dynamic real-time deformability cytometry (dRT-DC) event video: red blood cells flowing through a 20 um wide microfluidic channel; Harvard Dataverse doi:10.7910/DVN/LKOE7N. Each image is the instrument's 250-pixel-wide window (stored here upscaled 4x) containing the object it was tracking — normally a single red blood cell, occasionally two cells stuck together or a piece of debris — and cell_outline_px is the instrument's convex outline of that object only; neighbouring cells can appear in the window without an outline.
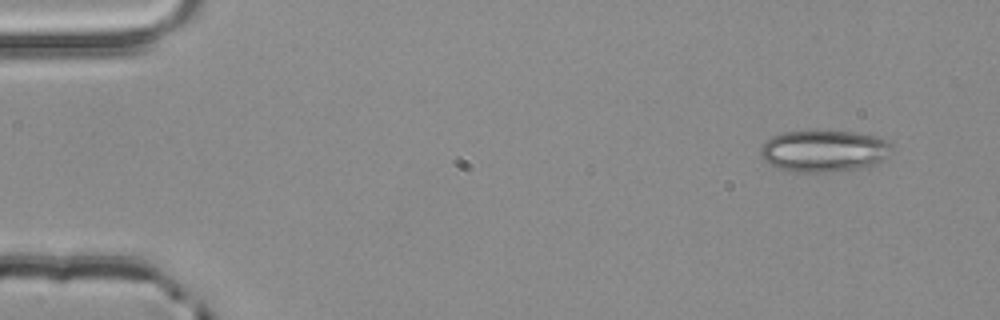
{"species": "common noctule bat (a hibernating species)", "species_latin": "Nyctalus noctula", "temperature_condition": "room temperature", "stored_images_in_passage": 3, "camera_frame_rate_fps": 3000, "um_per_image_px": 0.085, "animal": {"sex": "male", "body_mass_g": 20.4}, "frame": {"image": 1, "passage_image": 1, "time_ms": 0.0, "image_size_px": [1000, 320], "cell_outline_px": [[892, 148], [888, 156], [880, 164], [856, 168], [828, 172], [788, 172], [776, 168], [768, 164], [760, 156], [760, 148], [764, 140], [772, 136], [784, 132], [816, 128], [856, 132], [876, 136], [888, 140], [892, 144]], "centroid_in_image_um": [70.01, 12.8], "position_along_channel_um": 15.0, "area_um2": 33.29}}